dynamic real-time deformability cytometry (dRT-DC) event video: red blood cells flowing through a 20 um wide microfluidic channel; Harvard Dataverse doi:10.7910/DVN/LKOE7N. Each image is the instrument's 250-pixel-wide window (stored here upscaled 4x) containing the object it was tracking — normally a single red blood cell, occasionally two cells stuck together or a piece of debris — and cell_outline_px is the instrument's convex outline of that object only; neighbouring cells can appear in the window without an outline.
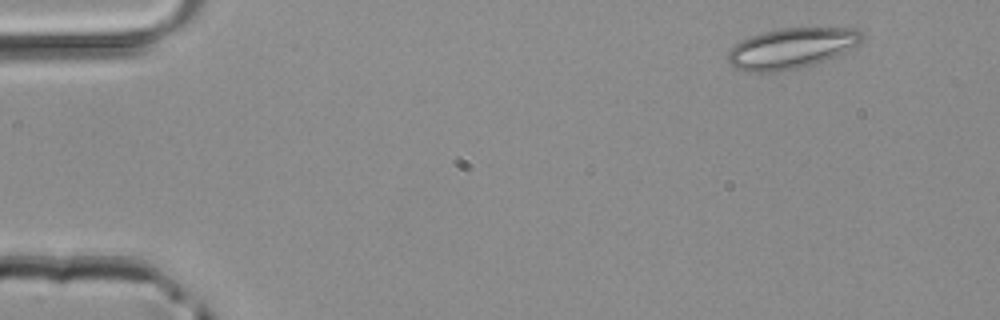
{"species": "common noctule bat (a hibernating species)", "species_latin": "Nyctalus noctula", "temperature_condition": "room temperature", "stored_images_in_passage": 2, "camera_frame_rate_fps": 3000, "um_per_image_px": 0.085, "animal": {"sex": "male", "body_mass_g": 20.4}, "frame": {"image": 1, "passage_image": 1, "time_ms": 0.0, "image_size_px": [1000, 320], "cell_outline_px": [[864, 36], [856, 44], [824, 60], [800, 68], [784, 72], [748, 72], [736, 68], [728, 64], [728, 52], [740, 40], [764, 32], [780, 28], [856, 28], [864, 32]], "centroid_in_image_um": [67.21, 4.11], "position_along_channel_um": 17.8, "area_um2": 31.33}}